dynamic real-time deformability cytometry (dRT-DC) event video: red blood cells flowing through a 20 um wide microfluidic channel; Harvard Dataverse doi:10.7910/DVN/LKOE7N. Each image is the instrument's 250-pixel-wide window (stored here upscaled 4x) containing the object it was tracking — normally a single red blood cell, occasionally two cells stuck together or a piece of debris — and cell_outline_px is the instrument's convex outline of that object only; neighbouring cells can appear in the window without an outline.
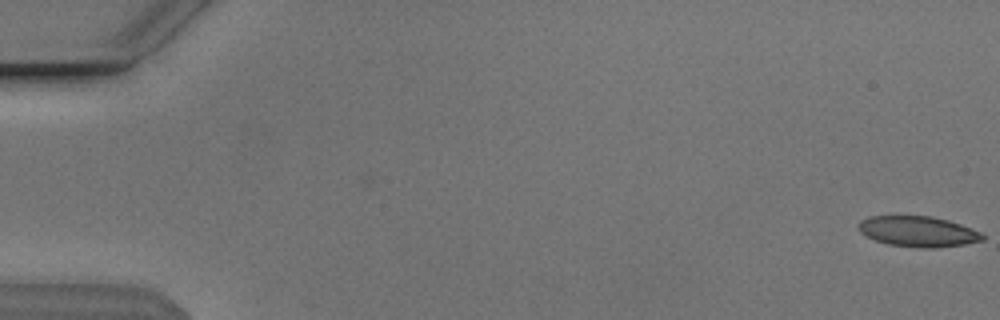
{"species": "Egyptian fruit bat (a non-hibernating species)", "species_latin": "Rousettus aegyptiacus", "temperature_condition": "cold", "stored_images_in_passage": 17, "camera_frame_rate_fps": 3000, "um_per_image_px": 0.085, "animal": {"sex": "male"}, "frame": {"image": 1, "passage_image": 1, "time_ms": 0.0, "image_size_px": [1000, 320], "cell_outline_px": [[984, 240], [964, 244], [932, 248], [924, 248], [888, 244], [876, 240], [860, 232], [856, 224], [860, 220], [868, 216], [932, 216], [948, 220], [972, 228], [980, 232], [984, 236]], "centroid_in_image_um": [78.02, 19.66], "position_along_channel_um": 7.0, "area_um2": 22.02}}
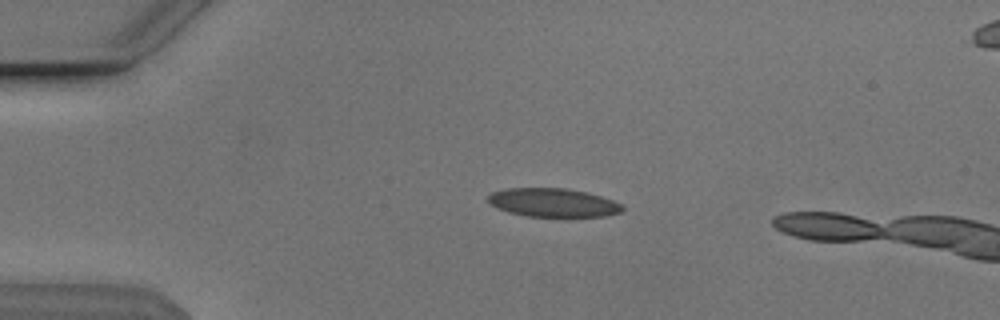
{"frame": {"image": 2, "passage_image": 13, "time_ms": 4.0, "image_size_px": [1000, 320], "cell_outline_px": [[624, 208], [620, 212], [608, 216], [568, 220], [524, 216], [508, 212], [496, 208], [488, 204], [488, 196], [492, 192], [508, 188], [564, 188], [584, 192], [600, 196], [612, 200], [620, 204]], "centroid_in_image_um": [47.02, 17.29], "position_along_channel_um": 38.0, "area_um2": 23.47}}